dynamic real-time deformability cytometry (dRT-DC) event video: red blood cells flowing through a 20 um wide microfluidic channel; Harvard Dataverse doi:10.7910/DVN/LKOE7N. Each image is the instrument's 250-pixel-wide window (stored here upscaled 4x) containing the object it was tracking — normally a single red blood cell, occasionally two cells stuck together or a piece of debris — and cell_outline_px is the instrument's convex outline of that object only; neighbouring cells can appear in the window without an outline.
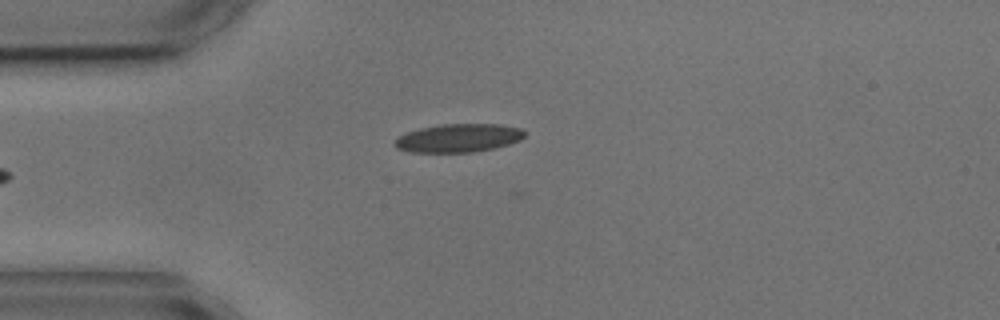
{"species": "common noctule bat (a hibernating species)", "species_latin": "Nyctalus noctula", "temperature_condition": "cold", "stored_images_in_passage": 2, "camera_frame_rate_fps": 3000, "um_per_image_px": 0.085, "animal": {"sex": "male", "body_mass_g": 17.9, "forearm_length_mm": 54.2}, "frame": {"image": 1, "passage_image": 2, "time_ms": 2.0, "image_size_px": [1000, 320], "cell_outline_px": [[528, 132], [520, 140], [496, 148], [472, 152], [412, 152], [396, 148], [392, 144], [400, 136], [408, 132], [420, 128], [440, 124], [500, 124], [520, 128]], "centroid_in_image_um": [39.0, 11.73], "position_along_channel_um": 46.0, "area_um2": 21.5}}